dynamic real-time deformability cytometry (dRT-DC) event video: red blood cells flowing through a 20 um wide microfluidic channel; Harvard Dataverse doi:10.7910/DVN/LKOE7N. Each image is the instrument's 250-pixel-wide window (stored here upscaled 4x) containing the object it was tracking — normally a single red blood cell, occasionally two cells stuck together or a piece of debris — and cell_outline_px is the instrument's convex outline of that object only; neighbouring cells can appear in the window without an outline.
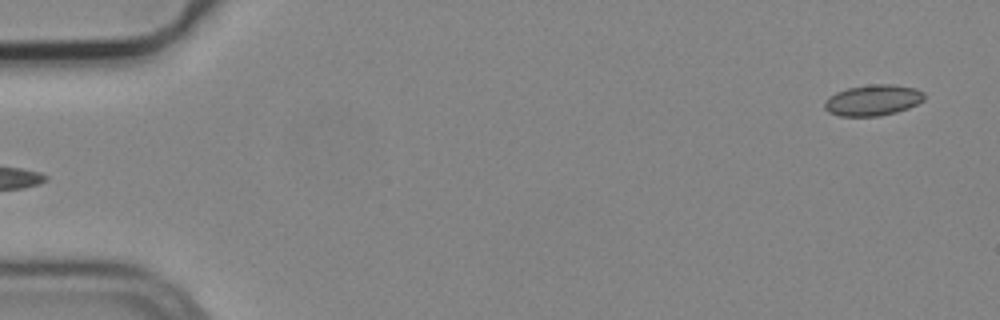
{"species": "common noctule bat (a hibernating species)", "species_latin": "Nyctalus noctula", "temperature_condition": "cold", "stored_images_in_passage": 4, "segment_of_instrument_passage": [2, 2], "camera_frame_rate_fps": 3000, "um_per_image_px": 0.085, "animal": {"sex": "male", "body_mass_g": 19.2, "forearm_length_mm": 51.8}, "frame": {"image": 1, "passage_image": 4, "time_ms": 1.0, "image_size_px": [1000, 320], "cell_outline_px": [[924, 100], [908, 108], [896, 112], [880, 116], [840, 116], [828, 112], [824, 108], [824, 100], [828, 96], [836, 92], [848, 88], [872, 84], [892, 84], [916, 88], [924, 92]], "centroid_in_image_um": [74.18, 8.51], "position_along_channel_um": 10.8, "area_um2": 18.09}}